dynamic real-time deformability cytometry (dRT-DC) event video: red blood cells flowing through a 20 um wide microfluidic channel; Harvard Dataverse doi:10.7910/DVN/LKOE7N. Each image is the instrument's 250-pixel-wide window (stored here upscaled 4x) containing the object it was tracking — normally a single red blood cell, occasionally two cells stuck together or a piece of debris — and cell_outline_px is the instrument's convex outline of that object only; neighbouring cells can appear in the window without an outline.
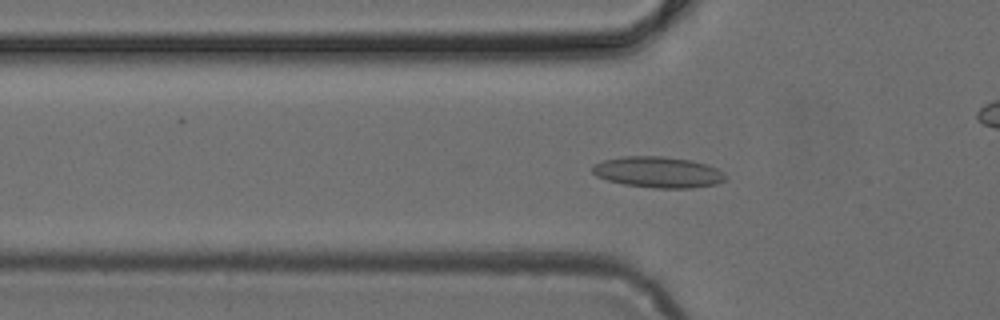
{"species": "common noctule bat (a hibernating species)", "species_latin": "Nyctalus noctula", "temperature_condition": "cold", "stored_images_in_passage": 38, "camera_frame_rate_fps": 3000, "um_per_image_px": 0.085, "animal": {"sex": "female", "body_mass_g": 24.6, "forearm_length_mm": 56.2}, "frame": {"image": 1, "passage_image": 15, "time_ms": 4.667, "image_size_px": [1000, 320], "cell_outline_px": [[728, 176], [724, 180], [716, 184], [692, 188], [656, 188], [624, 184], [608, 180], [596, 176], [592, 172], [592, 168], [596, 164], [604, 160], [624, 156], [664, 156], [692, 160], [716, 168], [724, 172]], "centroid_in_image_um": [55.96, 14.63], "position_along_channel_um": 69.8, "area_um2": 23.99}}
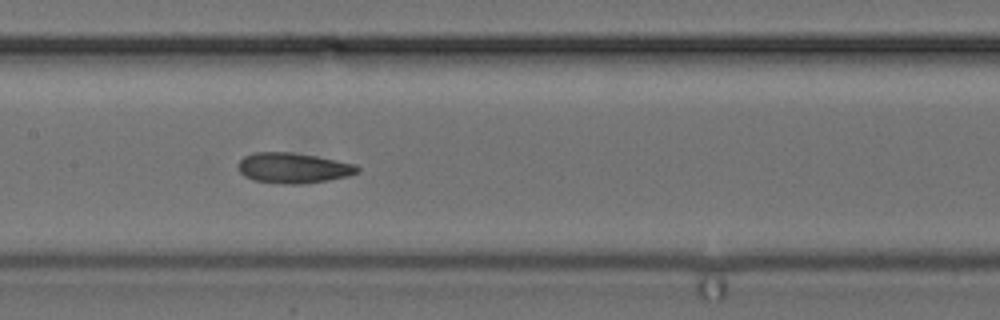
{"frame": {"image": 2, "passage_image": 23, "time_ms": 7.333, "image_size_px": [1000, 320], "cell_outline_px": [[360, 172], [348, 176], [328, 180], [300, 184], [284, 184], [252, 180], [244, 176], [240, 172], [240, 160], [244, 156], [256, 152], [292, 152], [316, 156], [356, 164], [360, 168]], "centroid_in_image_um": [24.96, 14.28], "position_along_channel_um": 182.4, "area_um2": 21.1}}
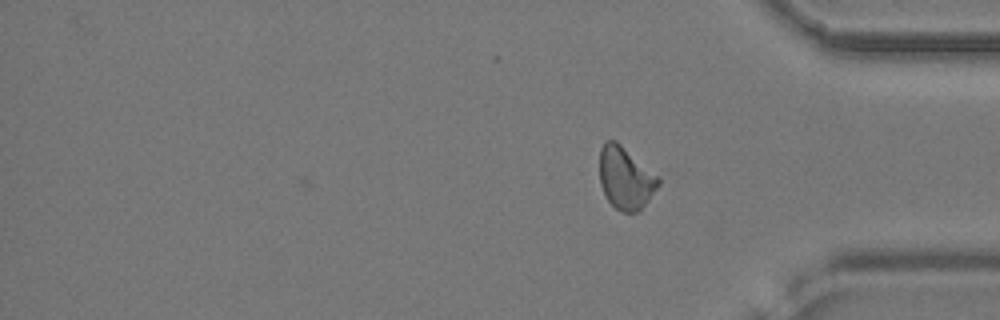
{"frame": {"image": 3, "passage_image": 38, "time_ms": 12.333, "image_size_px": [1000, 320], "cell_outline_px": [[660, 184], [648, 200], [636, 212], [620, 212], [608, 200], [600, 184], [600, 148], [604, 140], [616, 140], [660, 176]], "centroid_in_image_um": [53.17, 15.1], "position_along_channel_um": 382.0, "area_um2": 21.44}}